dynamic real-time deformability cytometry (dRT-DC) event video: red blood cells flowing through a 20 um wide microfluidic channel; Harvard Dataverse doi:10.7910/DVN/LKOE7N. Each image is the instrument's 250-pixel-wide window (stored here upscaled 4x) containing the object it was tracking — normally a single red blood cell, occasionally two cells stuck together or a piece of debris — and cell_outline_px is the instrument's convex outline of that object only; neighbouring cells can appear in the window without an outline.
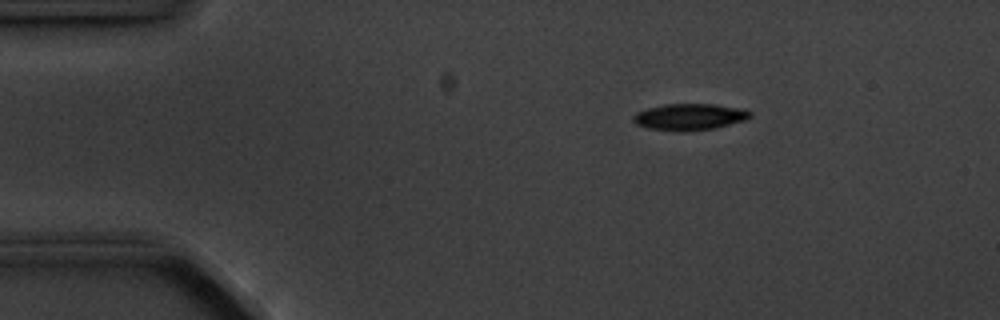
{"species": "common noctule bat (a hibernating species)", "species_latin": "Nyctalus noctula", "temperature_condition": "cold", "stored_images_in_passage": 4, "camera_frame_rate_fps": 3000, "um_per_image_px": 0.085, "animal": {"sex": "male", "body_mass_g": 20.1, "forearm_length_mm": 53.5}, "frame": {"image": 1, "passage_image": 2, "time_ms": 1.0, "image_size_px": [1000, 320], "cell_outline_px": [[752, 116], [748, 120], [716, 128], [684, 132], [680, 132], [648, 128], [636, 124], [632, 120], [632, 116], [636, 112], [648, 108], [664, 104], [716, 104], [744, 108], [752, 112]], "centroid_in_image_um": [58.66, 9.94], "position_along_channel_um": 26.3, "area_um2": 18.5}}